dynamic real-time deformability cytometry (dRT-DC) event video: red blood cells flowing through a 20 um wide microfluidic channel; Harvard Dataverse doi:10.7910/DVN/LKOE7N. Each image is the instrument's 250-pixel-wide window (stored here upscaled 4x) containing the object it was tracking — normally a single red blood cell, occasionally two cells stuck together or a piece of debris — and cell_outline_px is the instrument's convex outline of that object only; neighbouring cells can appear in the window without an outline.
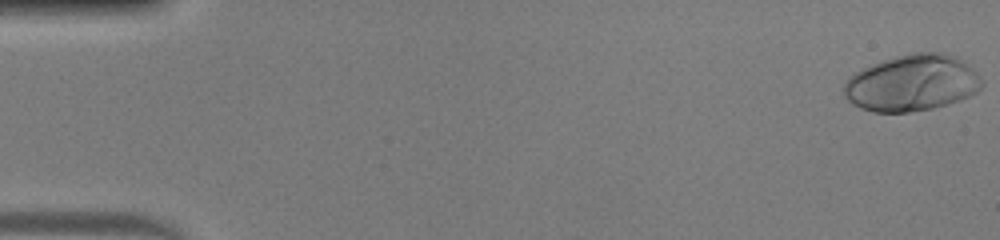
{"species": "human", "species_latin": "Homo sapiens", "temperature_condition": "warm", "stored_images_in_passage": 50, "camera_frame_rate_fps": 3000, "um_per_image_px": 0.085, "donor": {"sex": "male"}, "frame": {"image": 1, "passage_image": 1, "time_ms": 0.0, "image_size_px": [1000, 240], "cell_outline_px": [[984, 84], [976, 92], [960, 100], [948, 104], [932, 108], [908, 112], [872, 112], [860, 108], [852, 104], [844, 96], [844, 84], [848, 76], [872, 64], [896, 56], [912, 52], [944, 52], [956, 56], [972, 68], [984, 80]], "centroid_in_image_um": [77.52, 7.05], "position_along_channel_um": 7.5, "area_um2": 45.55}}
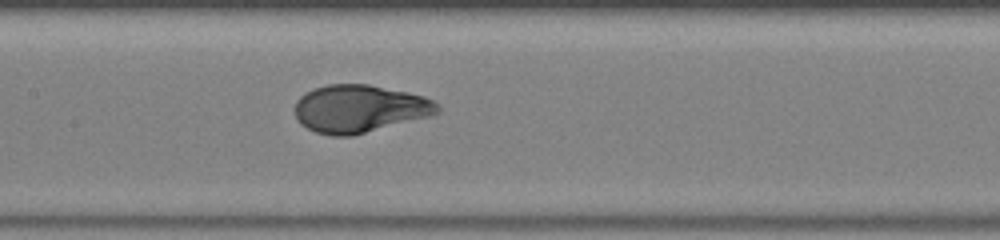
{"frame": {"image": 2, "passage_image": 25, "time_ms": 8.0, "image_size_px": [1000, 240], "cell_outline_px": [[440, 112], [432, 116], [352, 136], [332, 136], [316, 132], [300, 124], [296, 120], [296, 100], [304, 92], [312, 88], [328, 84], [368, 84], [408, 92], [424, 96], [432, 100], [440, 108]], "centroid_in_image_um": [30.55, 9.24], "position_along_channel_um": 176.8, "area_um2": 39.94}}
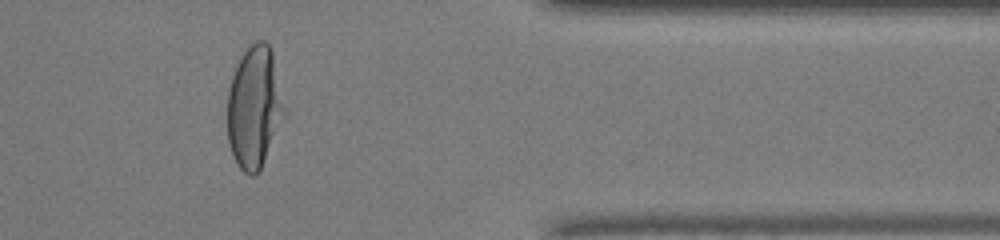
{"frame": {"image": 3, "passage_image": 42, "time_ms": 13.667, "image_size_px": [1000, 240], "cell_outline_px": [[288, 116], [256, 176], [248, 176], [240, 168], [232, 152], [228, 140], [228, 88], [236, 64], [240, 56], [256, 40], [264, 40], [272, 48], [288, 108]], "centroid_in_image_um": [21.7, 9.1], "position_along_channel_um": 389.7, "area_um2": 41.79}, "authors_computed_cell_mechanics": {"area_um2": 39.9687, "velocity_mm_per_s": 4.1046, "shape_relaxation_time_tau1_ms": 3.9353, "shape_relaxation_time_tau2_ms": null, "deformation_change_tau1": 0.2556, "deformation_change_tau2": null}}